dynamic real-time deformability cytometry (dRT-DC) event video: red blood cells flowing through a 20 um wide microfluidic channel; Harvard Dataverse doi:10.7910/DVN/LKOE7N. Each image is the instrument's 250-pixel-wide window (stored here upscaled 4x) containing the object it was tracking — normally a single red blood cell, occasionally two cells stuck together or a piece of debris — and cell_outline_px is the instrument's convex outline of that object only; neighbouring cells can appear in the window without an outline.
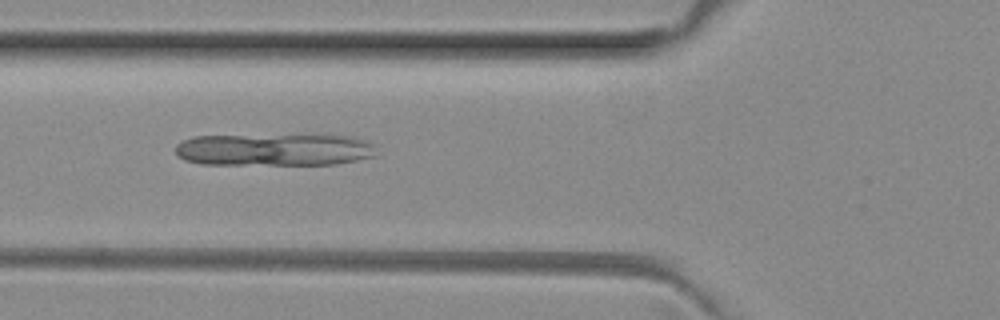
{"species": "common noctule bat (a hibernating species)", "species_latin": "Nyctalus noctula", "temperature_condition": "room temperature", "stored_images_in_passage": 5, "camera_frame_rate_fps": 3000, "um_per_image_px": 0.085, "animal": {"sex": "female", "body_mass_g": 29.2, "forearm_length_mm": 56.3}, "frame": {"image": 1, "passage_image": 3, "time_ms": 0.667, "image_size_px": [1000, 320], "cell_outline_px": [[376, 156], [336, 164], [200, 164], [184, 160], [176, 156], [176, 144], [192, 136], [352, 136], [368, 140], [372, 144]], "centroid_in_image_um": [23.28, 12.73], "position_along_channel_um": 102.5, "area_um2": 37.45}}
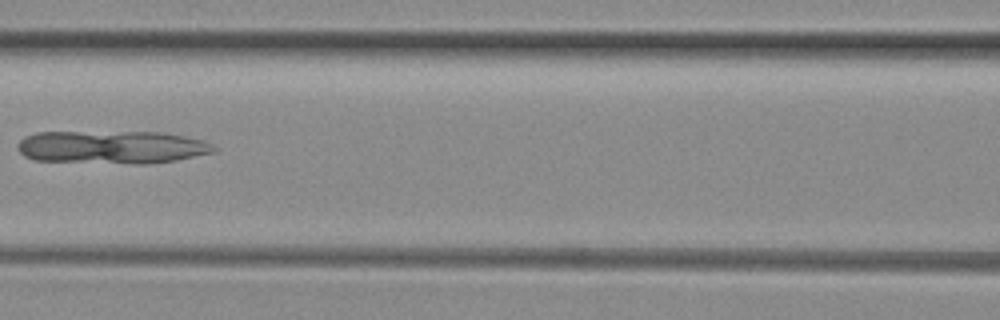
{"frame": {"image": 2, "passage_image": 4, "time_ms": 1.0, "image_size_px": [1000, 320], "cell_outline_px": [[216, 152], [176, 160], [148, 164], [132, 164], [36, 160], [24, 156], [20, 152], [20, 140], [24, 136], [36, 132], [160, 132], [184, 136], [200, 140], [212, 144], [216, 148]], "centroid_in_image_um": [9.54, 12.51], "position_along_channel_um": 157.1, "area_um2": 37.74}}
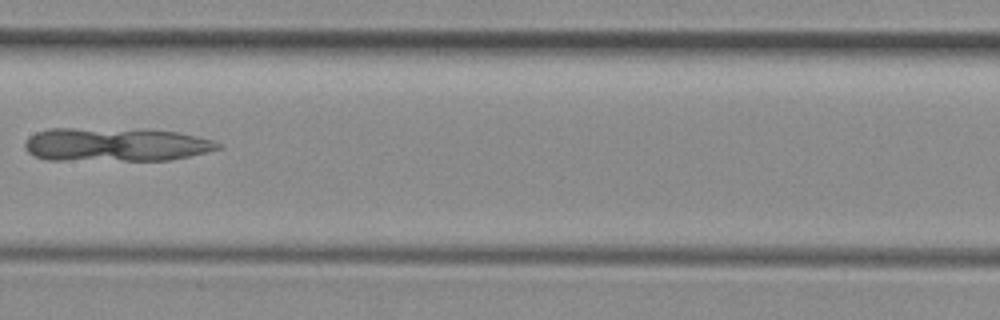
{"frame": {"image": 3, "passage_image": 5, "time_ms": 1.333, "image_size_px": [1000, 320], "cell_outline_px": [[224, 148], [188, 156], [168, 160], [48, 160], [36, 156], [28, 152], [24, 148], [24, 144], [28, 136], [36, 132], [52, 128], [144, 128], [180, 132], [212, 140], [220, 144]], "centroid_in_image_um": [9.83, 12.27], "position_along_channel_um": 197.6, "area_um2": 38.44}}